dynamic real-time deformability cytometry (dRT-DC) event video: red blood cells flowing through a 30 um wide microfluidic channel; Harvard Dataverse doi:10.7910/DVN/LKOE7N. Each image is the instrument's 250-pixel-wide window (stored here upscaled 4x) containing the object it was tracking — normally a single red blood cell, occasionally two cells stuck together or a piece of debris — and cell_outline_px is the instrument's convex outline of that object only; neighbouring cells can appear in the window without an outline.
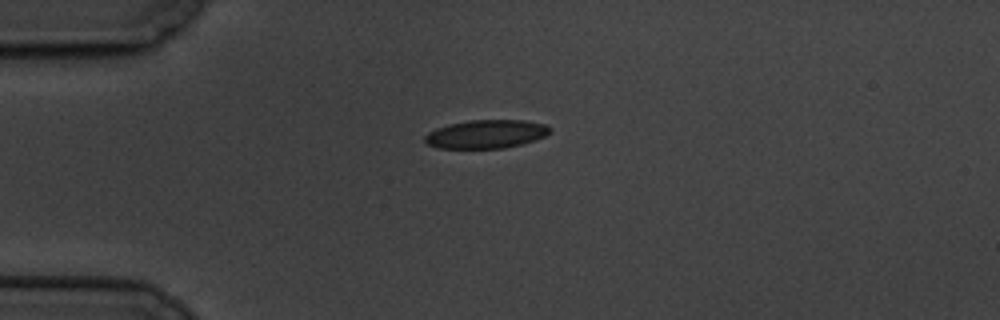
{"species": "common noctule bat (a hibernating species)", "species_latin": "Nyctalus noctula", "temperature_condition": "cold", "stored_images_in_passage": 2, "camera_frame_rate_fps": 3000, "um_per_image_px": 0.085, "animal": {"sex": "male", "body_mass_g": 19.5, "forearm_length_mm": 54.6}, "frame": {"image": 1, "passage_image": 1, "time_ms": 0.0, "image_size_px": [1000, 320], "cell_outline_px": [[552, 132], [536, 140], [524, 144], [504, 148], [440, 148], [428, 144], [424, 140], [424, 136], [428, 132], [436, 128], [448, 124], [468, 120], [524, 120], [544, 124], [552, 128]], "centroid_in_image_um": [41.35, 11.39], "position_along_channel_um": 43.7, "area_um2": 20.92}}